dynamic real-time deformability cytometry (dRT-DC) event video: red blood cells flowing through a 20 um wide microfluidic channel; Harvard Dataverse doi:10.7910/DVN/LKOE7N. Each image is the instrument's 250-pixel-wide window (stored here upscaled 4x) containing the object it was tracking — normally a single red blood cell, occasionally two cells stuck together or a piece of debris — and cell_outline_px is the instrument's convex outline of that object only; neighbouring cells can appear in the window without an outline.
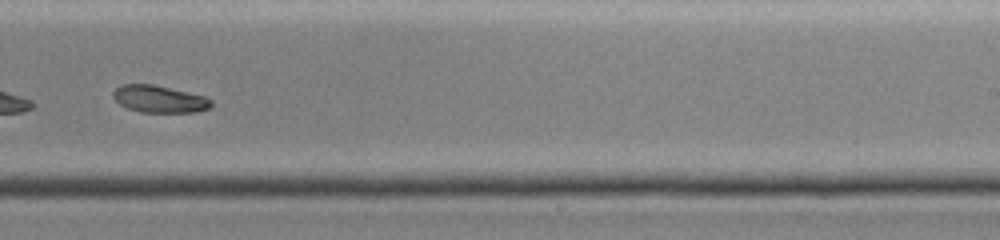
{"species": "common noctule bat (a hibernating species)", "species_latin": "Nyctalus noctula", "temperature_condition": "cold", "stored_images_in_passage": 33, "camera_frame_rate_fps": 3000, "um_per_image_px": 0.085, "animal": {"sex": "female", "body_mass_g": 19.0, "forearm_length_mm": 51.5}, "frame": {"image": 1, "passage_image": 19, "time_ms": 6.0, "image_size_px": [1000, 240], "cell_outline_px": [[212, 104], [208, 108], [196, 112], [140, 112], [128, 108], [120, 104], [112, 96], [112, 92], [116, 88], [124, 84], [152, 84], [204, 96], [212, 100]], "centroid_in_image_um": [13.52, 8.42], "position_along_channel_um": 275.5, "area_um2": 15.32}, "authors_computed_cell_mechanics": {"area_um2": 16.7042, "velocity_mm_per_s": 3.9277, "shape_relaxation_time_tau1_ms": 7.8068, "shape_relaxation_time_tau2_ms": null, "deformation_change_tau1": 0.1613, "deformation_change_tau2": null}}